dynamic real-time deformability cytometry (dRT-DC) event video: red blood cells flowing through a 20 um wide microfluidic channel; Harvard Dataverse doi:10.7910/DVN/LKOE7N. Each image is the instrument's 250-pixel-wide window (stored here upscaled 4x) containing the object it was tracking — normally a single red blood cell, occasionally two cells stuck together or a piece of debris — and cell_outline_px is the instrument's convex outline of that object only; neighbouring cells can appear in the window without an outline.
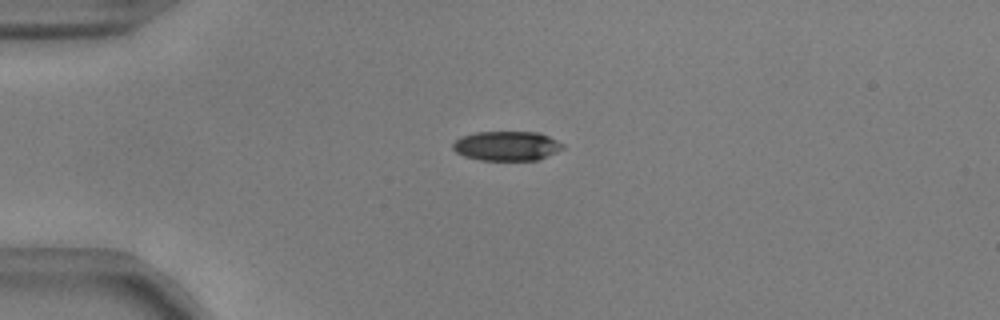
{"species": "common noctule bat (a hibernating species)", "species_latin": "Nyctalus noctula", "temperature_condition": "warm", "stored_images_in_passage": 3, "camera_frame_rate_fps": 3000, "um_per_image_px": 0.085, "animal": {"sex": "male", "body_mass_g": 17.9, "forearm_length_mm": 54.2}, "frame": {"image": 1, "passage_image": 3, "time_ms": 0.667, "image_size_px": [1000, 320], "cell_outline_px": [[564, 148], [540, 160], [480, 160], [464, 156], [456, 152], [452, 148], [452, 144], [460, 136], [476, 132], [540, 132], [564, 144]], "centroid_in_image_um": [43.07, 12.4], "position_along_channel_um": 41.9, "area_um2": 19.02}}